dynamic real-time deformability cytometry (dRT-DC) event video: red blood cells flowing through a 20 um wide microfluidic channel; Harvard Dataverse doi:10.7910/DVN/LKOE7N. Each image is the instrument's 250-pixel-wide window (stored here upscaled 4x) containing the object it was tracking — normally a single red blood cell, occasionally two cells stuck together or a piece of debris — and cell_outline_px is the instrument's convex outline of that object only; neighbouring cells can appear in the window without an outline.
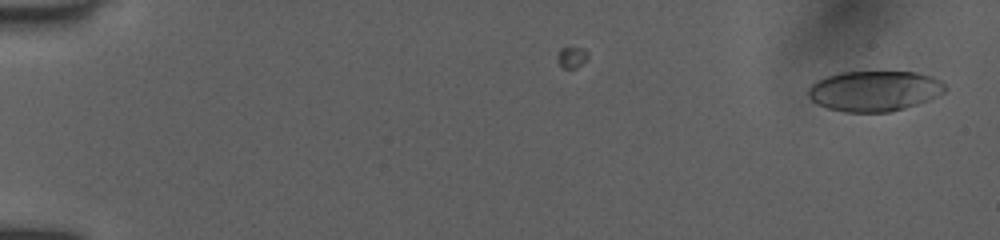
{"species": "human", "species_latin": "Homo sapiens", "temperature_condition": "room temperature", "stored_images_in_passage": 3, "camera_frame_rate_fps": 3000, "um_per_image_px": 0.085, "donor": {"sex": "female"}, "frame": {"image": 1, "passage_image": 3, "time_ms": 2.0, "image_size_px": [1000, 240], "cell_outline_px": [[948, 88], [944, 92], [928, 100], [904, 108], [888, 112], [844, 112], [828, 108], [816, 104], [808, 96], [808, 88], [812, 84], [828, 76], [840, 72], [916, 72], [932, 76], [940, 80]], "centroid_in_image_um": [74.33, 7.73], "position_along_channel_um": 10.7, "area_um2": 32.14}}